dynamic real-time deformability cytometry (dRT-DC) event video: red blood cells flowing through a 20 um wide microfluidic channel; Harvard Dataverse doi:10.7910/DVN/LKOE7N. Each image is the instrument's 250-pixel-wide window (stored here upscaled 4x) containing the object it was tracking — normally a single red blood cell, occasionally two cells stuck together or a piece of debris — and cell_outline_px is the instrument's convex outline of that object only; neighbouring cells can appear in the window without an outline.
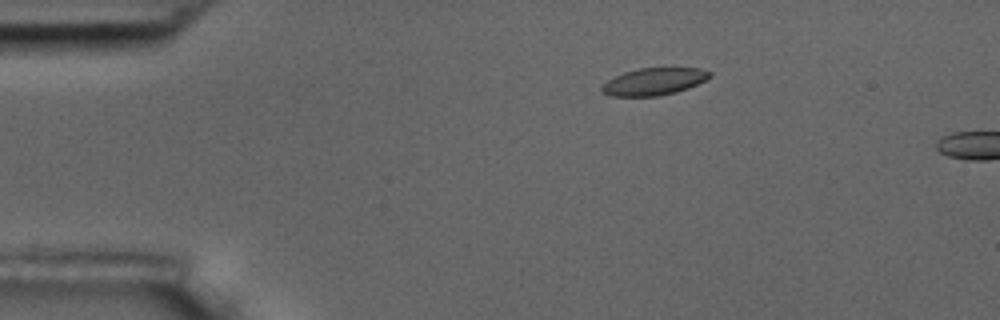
{"species": "common noctule bat (a hibernating species)", "species_latin": "Nyctalus noctula", "temperature_condition": "room temperature", "stored_images_in_passage": 2, "camera_frame_rate_fps": 3000, "um_per_image_px": 0.085, "animal": {"sex": "male", "body_mass_g": 17.5, "forearm_length_mm": 52.3}, "frame": {"image": 1, "passage_image": 1, "time_ms": 0.0, "image_size_px": [1000, 320], "cell_outline_px": [[712, 76], [688, 88], [676, 92], [660, 96], [612, 96], [600, 92], [600, 84], [624, 72], [640, 68], [700, 68], [712, 72]], "centroid_in_image_um": [55.55, 6.94], "position_along_channel_um": 29.4, "area_um2": 17.17}}